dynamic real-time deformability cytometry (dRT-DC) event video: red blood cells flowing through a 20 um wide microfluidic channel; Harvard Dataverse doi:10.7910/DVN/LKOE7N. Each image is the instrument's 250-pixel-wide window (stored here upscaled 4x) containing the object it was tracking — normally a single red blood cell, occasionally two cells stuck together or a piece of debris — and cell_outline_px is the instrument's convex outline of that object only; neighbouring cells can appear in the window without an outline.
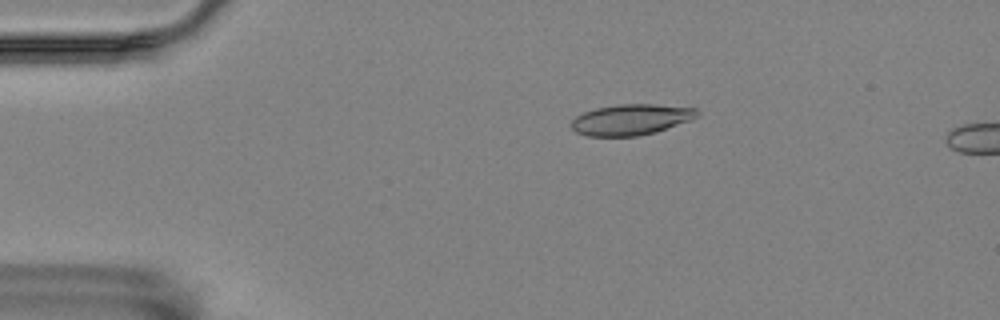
{"species": "Egyptian fruit bat (a non-hibernating species)", "species_latin": "Rousettus aegyptiacus", "temperature_condition": "room temperature", "stored_images_in_passage": 4, "camera_frame_rate_fps": 3000, "um_per_image_px": 0.085, "animal": {"sex": "female"}, "frame": {"image": 1, "passage_image": 2, "time_ms": 0.333, "image_size_px": [1000, 320], "cell_outline_px": [[700, 112], [692, 120], [656, 132], [636, 136], [588, 136], [576, 132], [572, 128], [572, 120], [576, 116], [584, 112], [596, 108], [620, 104], [652, 104], [696, 108]], "centroid_in_image_um": [53.65, 10.16], "position_along_channel_um": 31.3, "area_um2": 22.54}}